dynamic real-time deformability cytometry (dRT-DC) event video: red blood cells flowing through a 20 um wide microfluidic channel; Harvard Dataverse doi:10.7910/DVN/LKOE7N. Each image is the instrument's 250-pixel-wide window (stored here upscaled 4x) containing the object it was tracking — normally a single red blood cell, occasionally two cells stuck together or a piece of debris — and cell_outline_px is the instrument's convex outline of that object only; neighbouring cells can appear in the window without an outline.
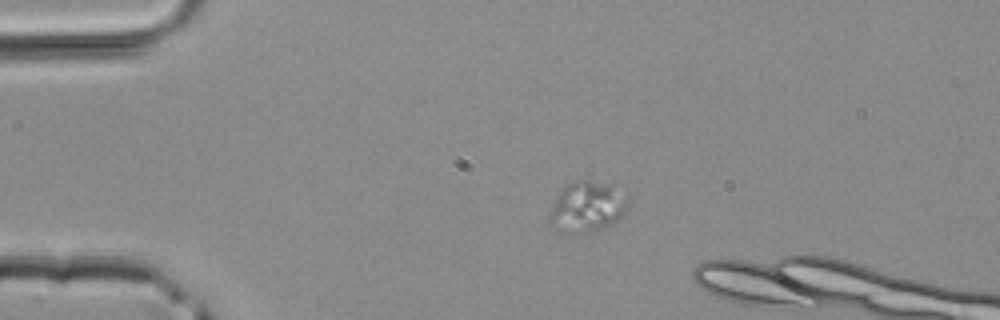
{"species": "common noctule bat (a hibernating species)", "species_latin": "Nyctalus noctula", "temperature_condition": "room temperature", "stored_images_in_passage": 3, "camera_frame_rate_fps": 3000, "um_per_image_px": 0.085, "animal": {"sex": "male", "body_mass_g": 20.4}, "frame": {"image": 1, "passage_image": 1, "time_ms": 0.0, "image_size_px": [1000, 320], "cell_outline_px": [[632, 200], [628, 208], [612, 224], [592, 232], [556, 232], [548, 224], [548, 212], [556, 196], [572, 180], [592, 180], [612, 184]], "centroid_in_image_um": [49.88, 17.57], "position_along_channel_um": 35.1, "area_um2": 23.76}}